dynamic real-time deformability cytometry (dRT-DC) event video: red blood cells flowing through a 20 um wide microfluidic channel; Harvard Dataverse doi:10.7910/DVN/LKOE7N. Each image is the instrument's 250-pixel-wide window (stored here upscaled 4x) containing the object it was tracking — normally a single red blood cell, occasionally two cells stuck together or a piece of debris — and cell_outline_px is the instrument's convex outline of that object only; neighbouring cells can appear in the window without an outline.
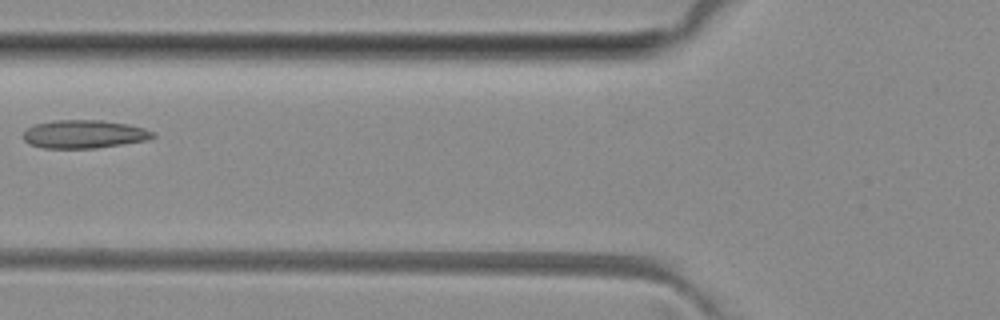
{"species": "common noctule bat (a hibernating species)", "species_latin": "Nyctalus noctula", "temperature_condition": "room temperature", "stored_images_in_passage": 6, "camera_frame_rate_fps": 3000, "um_per_image_px": 0.085, "animal": {"sex": "female", "body_mass_g": 29.2, "forearm_length_mm": 56.3}, "frame": {"image": 1, "passage_image": 6, "time_ms": 5.667, "image_size_px": [1000, 320], "cell_outline_px": [[156, 136], [148, 140], [96, 148], [44, 148], [28, 144], [24, 140], [24, 132], [28, 128], [36, 124], [52, 120], [100, 120], [128, 124], [144, 128], [156, 132]], "centroid_in_image_um": [7.18, 11.4], "position_along_channel_um": 118.6, "area_um2": 21.39}}